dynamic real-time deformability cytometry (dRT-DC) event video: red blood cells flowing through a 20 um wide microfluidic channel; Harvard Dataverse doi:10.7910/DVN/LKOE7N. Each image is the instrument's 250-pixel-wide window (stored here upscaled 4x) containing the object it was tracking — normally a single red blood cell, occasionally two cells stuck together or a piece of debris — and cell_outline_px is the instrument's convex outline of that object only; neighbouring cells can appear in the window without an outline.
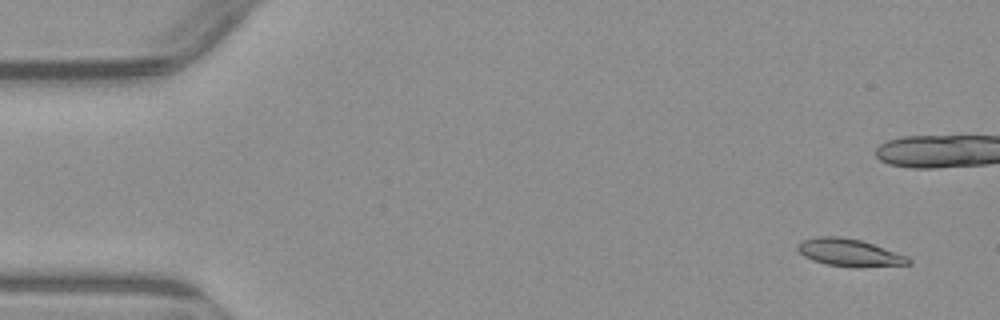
{"species": "common noctule bat (a hibernating species)", "species_latin": "Nyctalus noctula", "temperature_condition": "warm", "stored_images_in_passage": 7, "camera_frame_rate_fps": 3000, "um_per_image_px": 0.085, "animal": {"sex": "male", "body_mass_g": 23.1, "forearm_length_mm": 52.7}, "frame": {"image": 1, "passage_image": 1, "time_ms": 0.0, "image_size_px": [1000, 320], "cell_outline_px": [[912, 264], [852, 268], [824, 264], [812, 260], [804, 256], [796, 248], [796, 244], [800, 240], [812, 236], [840, 236], [860, 240], [908, 256], [912, 260]], "centroid_in_image_um": [72.15, 21.47], "position_along_channel_um": 12.8, "area_um2": 18.09}}
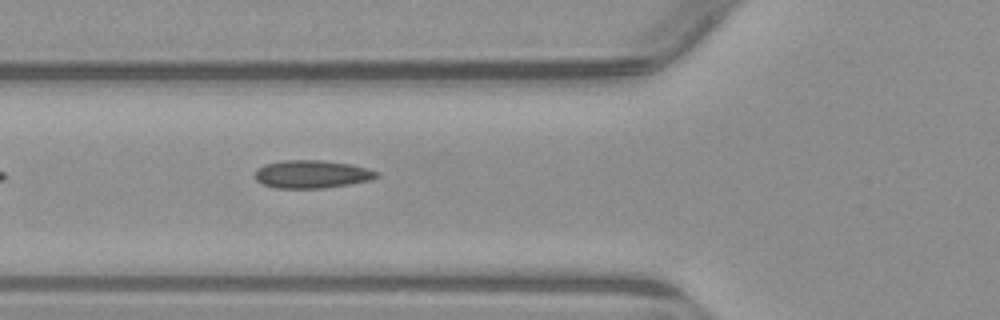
{"frame": {"image": 2, "passage_image": 7, "time_ms": 7.0, "image_size_px": [1000, 320], "cell_outline_px": [[380, 176], [368, 180], [348, 184], [320, 188], [276, 188], [264, 184], [256, 180], [256, 168], [264, 164], [284, 160], [324, 160], [352, 164], [368, 168], [380, 172]], "centroid_in_image_um": [26.52, 14.79], "position_along_channel_um": 99.3, "area_um2": 19.83}}